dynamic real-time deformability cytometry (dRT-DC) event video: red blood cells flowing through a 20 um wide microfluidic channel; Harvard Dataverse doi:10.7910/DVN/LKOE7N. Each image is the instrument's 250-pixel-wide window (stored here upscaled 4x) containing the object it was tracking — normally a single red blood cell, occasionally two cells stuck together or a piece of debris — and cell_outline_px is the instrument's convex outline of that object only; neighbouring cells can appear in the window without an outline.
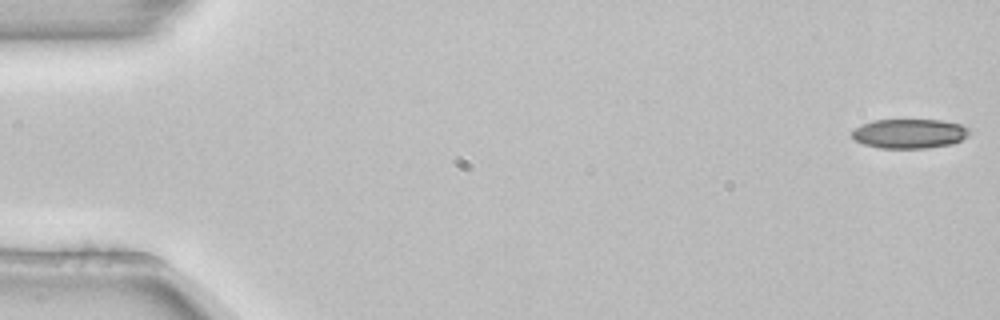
{"species": "common noctule bat (a hibernating species)", "species_latin": "Nyctalus noctula", "temperature_condition": "room temperature", "stored_images_in_passage": 4, "camera_frame_rate_fps": 3000, "um_per_image_px": 0.085, "animal": {"sex": "female", "body_mass_g": 22.7, "forearm_length_mm": 54.2}, "frame": {"image": 1, "passage_image": 1, "time_ms": 0.0, "image_size_px": [1000, 320], "cell_outline_px": [[968, 136], [952, 144], [928, 148], [880, 148], [864, 144], [856, 140], [852, 136], [852, 128], [872, 120], [940, 120], [960, 124], [968, 128]], "centroid_in_image_um": [77.27, 11.35], "position_along_channel_um": 7.7, "area_um2": 20.11}}